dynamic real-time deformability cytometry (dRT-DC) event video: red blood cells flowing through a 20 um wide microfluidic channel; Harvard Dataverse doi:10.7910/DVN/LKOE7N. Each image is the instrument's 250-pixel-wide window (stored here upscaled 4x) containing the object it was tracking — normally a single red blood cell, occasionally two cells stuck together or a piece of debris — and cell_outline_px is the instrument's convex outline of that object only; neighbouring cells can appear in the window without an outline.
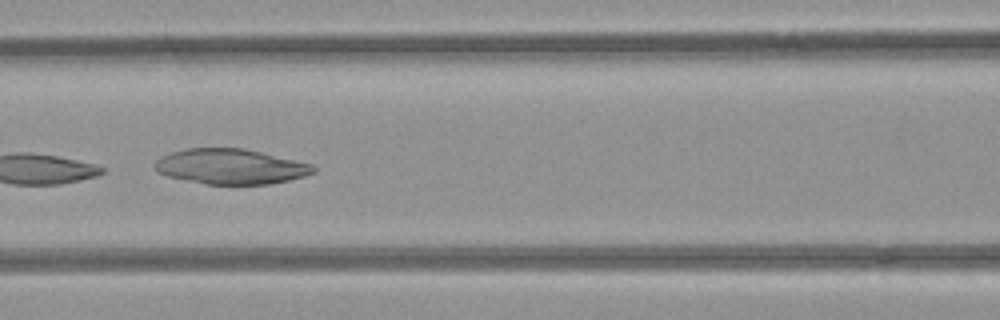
{"species": "common noctule bat (a hibernating species)", "species_latin": "Nyctalus noctula", "temperature_condition": "room temperature", "stored_images_in_passage": 9, "camera_frame_rate_fps": 3000, "um_per_image_px": 0.085, "animal": {"sex": "female", "body_mass_g": 21.9}, "frame": {"image": 1, "passage_image": 6, "time_ms": 1.667, "image_size_px": [1000, 320], "cell_outline_px": [[316, 172], [304, 176], [272, 184], [204, 184], [168, 176], [160, 172], [152, 164], [160, 156], [184, 148], [244, 148], [312, 164], [316, 168]], "centroid_in_image_um": [19.6, 14.15], "position_along_channel_um": 147.0, "area_um2": 32.48}}
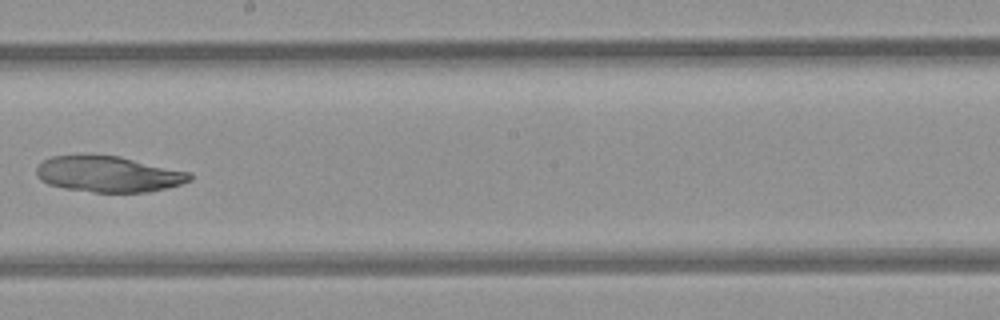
{"frame": {"image": 2, "passage_image": 8, "time_ms": 2.333, "image_size_px": [1000, 320], "cell_outline_px": [[192, 180], [180, 184], [148, 192], [92, 192], [64, 188], [48, 184], [40, 180], [36, 176], [36, 168], [44, 160], [52, 156], [120, 156], [192, 172]], "centroid_in_image_um": [9.24, 14.81], "position_along_channel_um": 239.0, "area_um2": 31.96}}
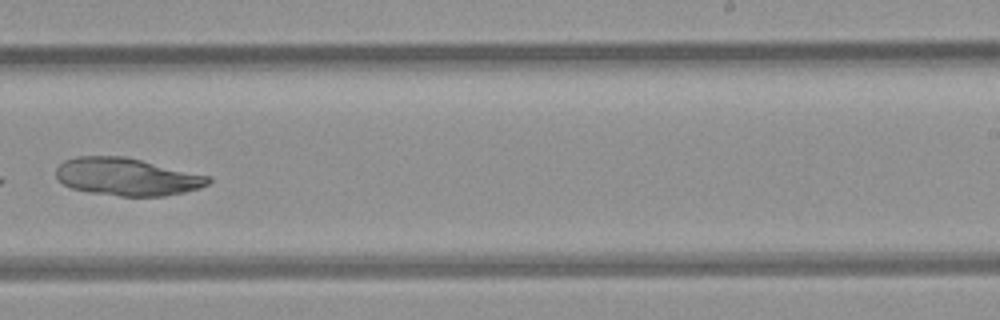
{"frame": {"image": 3, "passage_image": 9, "time_ms": 2.667, "image_size_px": [1000, 320], "cell_outline_px": [[212, 180], [208, 184], [200, 188], [184, 192], [164, 196], [120, 196], [88, 192], [72, 188], [56, 180], [56, 168], [64, 160], [76, 156], [124, 156], [212, 176]], "centroid_in_image_um": [10.79, 15.02], "position_along_channel_um": 278.2, "area_um2": 33.58}}